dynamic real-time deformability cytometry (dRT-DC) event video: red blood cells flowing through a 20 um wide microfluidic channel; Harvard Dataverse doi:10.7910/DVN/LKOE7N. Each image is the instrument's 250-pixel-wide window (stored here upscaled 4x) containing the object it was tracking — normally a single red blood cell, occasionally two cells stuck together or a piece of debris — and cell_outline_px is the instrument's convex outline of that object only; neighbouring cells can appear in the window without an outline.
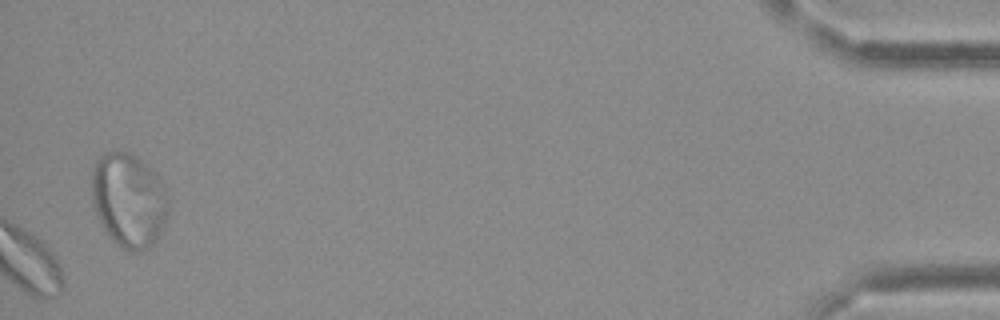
{"species": "Egyptian fruit bat (a non-hibernating species)", "species_latin": "Rousettus aegyptiacus", "temperature_condition": "cold", "stored_images_in_passage": 36, "camera_frame_rate_fps": 3000, "um_per_image_px": 0.085, "frame": {"image": 1, "passage_image": 36, "time_ms": 11.667, "image_size_px": [1000, 320], "cell_outline_px": [[168, 216], [164, 228], [160, 236], [144, 252], [132, 252], [120, 248], [108, 236], [100, 220], [92, 196], [92, 168], [96, 160], [104, 152], [116, 148], [132, 152], [148, 164], [156, 172], [164, 184], [168, 192]], "centroid_in_image_um": [10.99, 16.98], "position_along_channel_um": 424.2, "area_um2": 43.23}}